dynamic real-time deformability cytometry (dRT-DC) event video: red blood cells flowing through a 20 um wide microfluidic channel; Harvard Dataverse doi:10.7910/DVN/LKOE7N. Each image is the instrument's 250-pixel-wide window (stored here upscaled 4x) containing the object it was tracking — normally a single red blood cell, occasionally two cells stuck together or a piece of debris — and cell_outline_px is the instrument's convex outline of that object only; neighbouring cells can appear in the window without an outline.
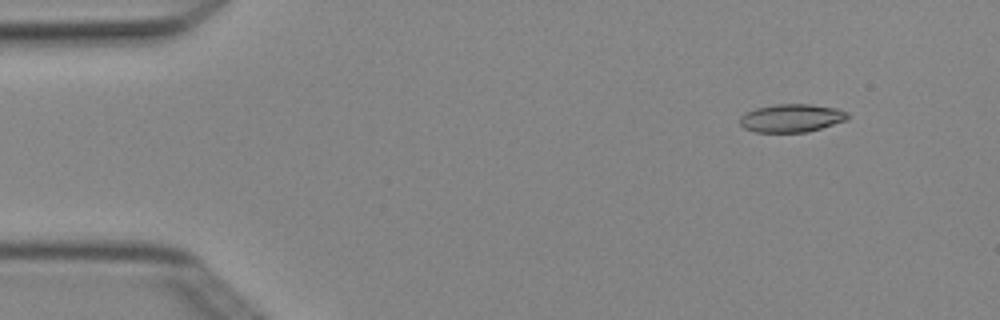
{"species": "Egyptian fruit bat (a non-hibernating species)", "species_latin": "Rousettus aegyptiacus", "temperature_condition": "cold", "stored_images_in_passage": 6, "camera_frame_rate_fps": 3000, "um_per_image_px": 0.085, "animal": {"sex": "female"}, "frame": {"image": 1, "passage_image": 2, "time_ms": 0.333, "image_size_px": [1000, 320], "cell_outline_px": [[848, 120], [808, 132], [756, 132], [744, 128], [740, 124], [740, 116], [756, 108], [776, 104], [808, 104], [836, 108], [848, 112]], "centroid_in_image_um": [67.3, 10.04], "position_along_channel_um": 17.7, "area_um2": 17.63}}
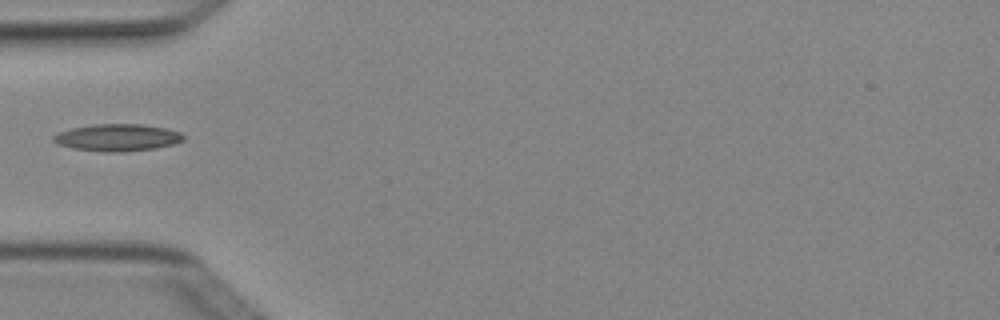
{"frame": {"image": 2, "passage_image": 5, "time_ms": 1.333, "image_size_px": [1000, 320], "cell_outline_px": [[184, 140], [172, 144], [156, 148], [120, 152], [104, 152], [76, 148], [56, 144], [52, 140], [52, 136], [60, 132], [72, 128], [92, 124], [140, 124], [168, 128], [180, 132], [184, 136]], "centroid_in_image_um": [9.99, 11.68], "position_along_channel_um": 75.0, "area_um2": 20.46}}
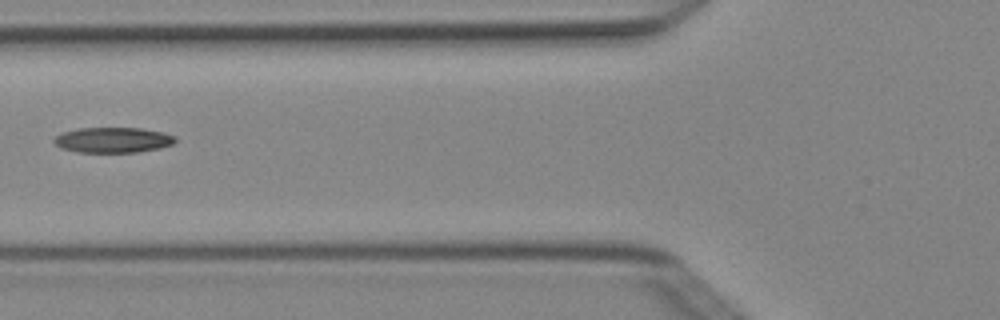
{"frame": {"image": 3, "passage_image": 6, "time_ms": 1.667, "image_size_px": [1000, 320], "cell_outline_px": [[176, 140], [172, 144], [160, 148], [136, 152], [76, 152], [60, 148], [52, 140], [56, 136], [64, 132], [80, 128], [140, 128], [164, 132], [176, 136]], "centroid_in_image_um": [9.61, 11.9], "position_along_channel_um": 116.2, "area_um2": 17.92}}